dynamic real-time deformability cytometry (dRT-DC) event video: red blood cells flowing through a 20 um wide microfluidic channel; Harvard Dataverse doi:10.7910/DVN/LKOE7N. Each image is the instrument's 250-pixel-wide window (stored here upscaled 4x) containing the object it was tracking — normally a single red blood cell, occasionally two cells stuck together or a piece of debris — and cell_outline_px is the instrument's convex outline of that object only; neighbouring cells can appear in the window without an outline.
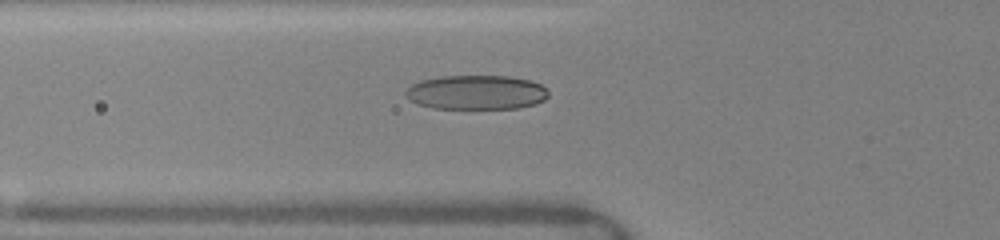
{"species": "human", "species_latin": "Homo sapiens", "temperature_condition": "warm", "stored_images_in_passage": 50, "camera_frame_rate_fps": 3000, "um_per_image_px": 0.085, "donor": {"sex": "female"}, "frame": {"image": 1, "passage_image": 19, "time_ms": 6.0, "image_size_px": [1000, 240], "cell_outline_px": [[548, 96], [544, 100], [536, 104], [520, 108], [432, 108], [416, 104], [408, 100], [404, 96], [404, 92], [412, 84], [420, 80], [440, 76], [508, 76], [532, 80], [540, 84], [548, 92]], "centroid_in_image_um": [40.45, 7.85], "position_along_channel_um": 85.3, "area_um2": 28.84}}
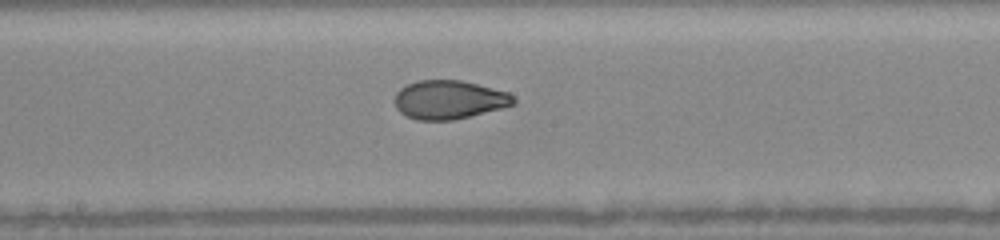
{"frame": {"image": 2, "passage_image": 31, "time_ms": 9.0, "image_size_px": [1000, 240], "cell_outline_px": [[516, 104], [452, 120], [416, 120], [400, 112], [396, 108], [392, 100], [396, 92], [400, 88], [416, 80], [460, 80], [508, 92], [516, 100]], "centroid_in_image_um": [38.11, 8.47], "position_along_channel_um": 210.1, "area_um2": 26.7}}
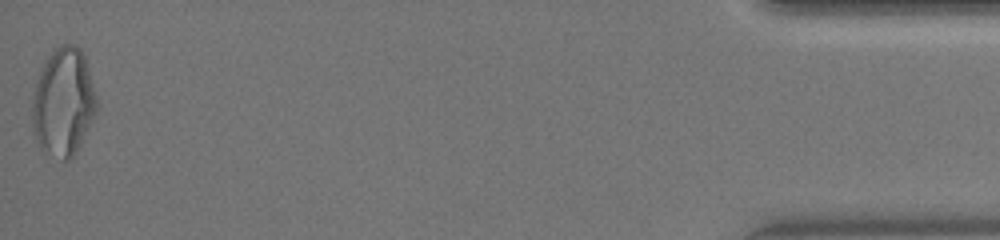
{"frame": {"image": 3, "passage_image": 49, "time_ms": 16.333, "image_size_px": [1000, 240], "cell_outline_px": [[96, 112], [80, 144], [72, 156], [68, 160], [64, 160], [40, 148], [32, 132], [32, 100], [40, 68], [44, 60], [52, 48], [60, 44], [76, 44], [80, 48], [84, 56], [96, 96]], "centroid_in_image_um": [5.35, 8.63], "position_along_channel_um": 429.9, "area_um2": 40.46}, "authors_computed_cell_mechanics": {"area_um2": 27.8018, "velocity_mm_per_s": 4.1272, "shape_relaxation_time_tau1_ms": 6.0969, "shape_relaxation_time_tau2_ms": 1.1152, "deformation_change_tau1": 0.2102, "deformation_change_tau2": 0.056}}